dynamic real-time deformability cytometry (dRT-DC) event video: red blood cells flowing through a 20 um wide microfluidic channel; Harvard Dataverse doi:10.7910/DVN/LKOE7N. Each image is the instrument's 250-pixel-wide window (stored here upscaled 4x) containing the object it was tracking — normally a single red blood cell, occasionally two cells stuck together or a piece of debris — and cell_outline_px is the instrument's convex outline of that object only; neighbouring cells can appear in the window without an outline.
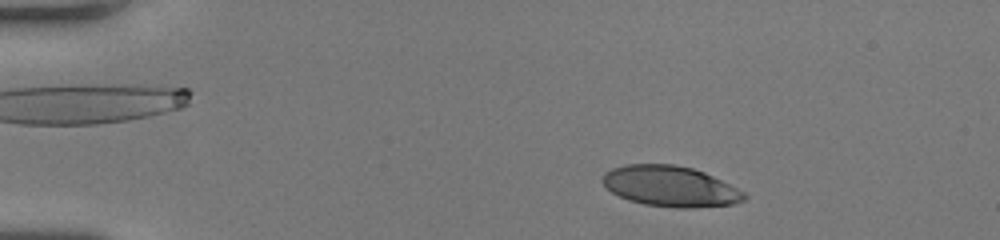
{"species": "human", "species_latin": "Homo sapiens", "temperature_condition": "room temperature", "stored_images_in_passage": 43, "camera_frame_rate_fps": 3000, "um_per_image_px": 0.085, "donor": {"sex": "female"}, "frame": {"image": 1, "passage_image": 5, "time_ms": 1.333, "image_size_px": [1000, 240], "cell_outline_px": [[748, 196], [744, 200], [732, 204], [692, 208], [680, 208], [644, 204], [628, 200], [612, 192], [600, 180], [604, 172], [612, 168], [624, 164], [676, 164], [692, 168], [704, 172], [744, 192]], "centroid_in_image_um": [56.94, 15.83], "position_along_channel_um": 28.1, "area_um2": 33.47}}
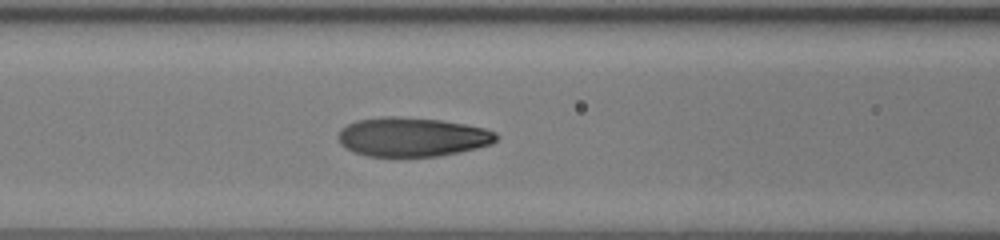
{"frame": {"image": 2, "passage_image": 19, "time_ms": 6.0, "image_size_px": [1000, 240], "cell_outline_px": [[500, 136], [492, 144], [476, 148], [436, 156], [368, 156], [352, 152], [340, 144], [336, 136], [340, 128], [356, 120], [384, 116], [396, 116], [440, 120], [464, 124], [484, 128], [496, 132]], "centroid_in_image_um": [34.99, 11.63], "position_along_channel_um": 131.6, "area_um2": 36.13}}
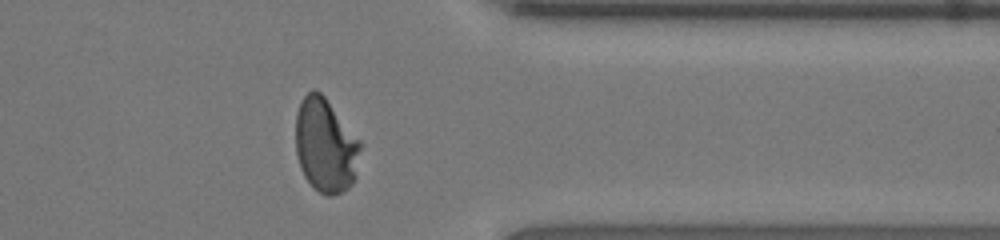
{"frame": {"image": 3, "passage_image": 38, "time_ms": 12.333, "image_size_px": [1000, 240], "cell_outline_px": [[360, 148], [356, 176], [352, 184], [348, 188], [332, 196], [328, 196], [312, 188], [304, 176], [300, 168], [296, 152], [296, 112], [304, 96], [312, 88], [316, 88], [324, 96], [360, 140]], "centroid_in_image_um": [27.65, 12.37], "position_along_channel_um": 383.7, "area_um2": 35.55}, "authors_computed_cell_mechanics": {"area_um2": 35.258, "velocity_mm_per_s": 4.0926, "shape_relaxation_time_tau1_ms": 4.6152, "shape_relaxation_time_tau2_ms": null, "deformation_change_tau1": 0.2509, "deformation_change_tau2": null}}